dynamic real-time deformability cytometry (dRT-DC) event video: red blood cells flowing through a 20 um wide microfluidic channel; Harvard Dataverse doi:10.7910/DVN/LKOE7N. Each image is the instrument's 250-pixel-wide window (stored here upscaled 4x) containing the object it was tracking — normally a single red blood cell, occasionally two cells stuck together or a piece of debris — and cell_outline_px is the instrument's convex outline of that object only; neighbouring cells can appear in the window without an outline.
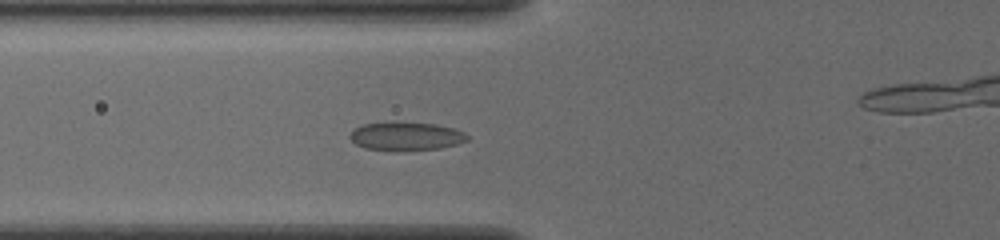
{"species": "common noctule bat (a hibernating species)", "species_latin": "Nyctalus noctula", "temperature_condition": "cold", "stored_images_in_passage": 51, "camera_frame_rate_fps": 3000, "um_per_image_px": 0.085, "animal": {"sex": "female", "body_mass_g": 19.5, "forearm_length_mm": 54.1}, "frame": {"image": 1, "passage_image": 18, "time_ms": 5.667, "image_size_px": [1000, 240], "cell_outline_px": [[468, 140], [436, 148], [368, 148], [356, 144], [352, 140], [352, 132], [356, 128], [364, 124], [432, 124], [452, 128], [468, 136]], "centroid_in_image_um": [34.52, 11.56], "position_along_channel_um": 91.3, "area_um2": 17.34}}
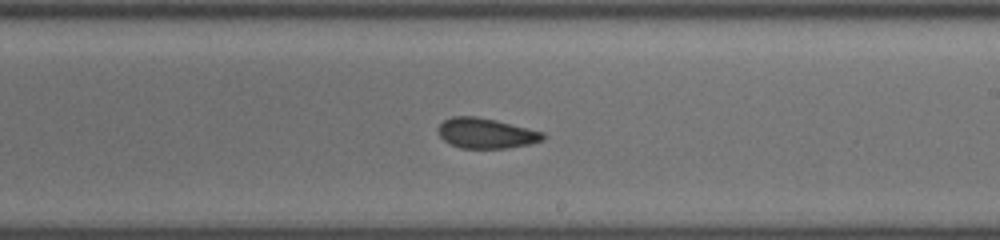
{"frame": {"image": 2, "passage_image": 30, "time_ms": 9.667, "image_size_px": [1000, 240], "cell_outline_px": [[544, 136], [540, 140], [528, 144], [504, 148], [464, 148], [452, 144], [444, 140], [440, 136], [440, 124], [444, 120], [452, 116], [472, 116], [492, 120], [544, 132]], "centroid_in_image_um": [41.29, 11.33], "position_along_channel_um": 247.7, "area_um2": 17.74}}
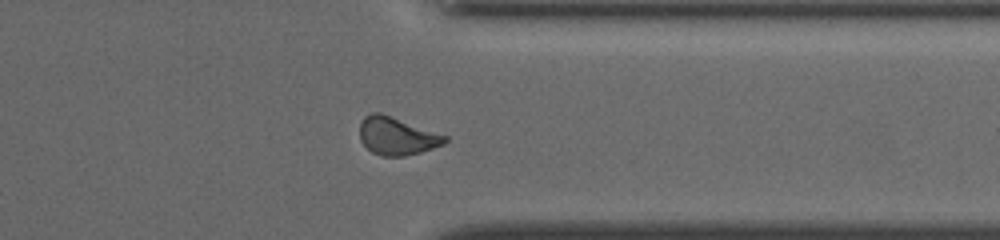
{"frame": {"image": 3, "passage_image": 40, "time_ms": 13.0, "image_size_px": [1000, 240], "cell_outline_px": [[448, 140], [444, 144], [420, 152], [404, 156], [384, 156], [372, 152], [360, 140], [360, 124], [364, 116], [372, 112], [380, 112], [448, 136]], "centroid_in_image_um": [33.73, 11.55], "position_along_channel_um": 377.7, "area_um2": 18.67}, "authors_computed_cell_mechanics": {"area_um2": 17.9758, "velocity_mm_per_s": 3.901, "shape_relaxation_time_tau1_ms": 5.0213, "shape_relaxation_time_tau2_ms": 1.5104, "deformation_change_tau1": 0.1228, "deformation_change_tau2": 0.0737}}